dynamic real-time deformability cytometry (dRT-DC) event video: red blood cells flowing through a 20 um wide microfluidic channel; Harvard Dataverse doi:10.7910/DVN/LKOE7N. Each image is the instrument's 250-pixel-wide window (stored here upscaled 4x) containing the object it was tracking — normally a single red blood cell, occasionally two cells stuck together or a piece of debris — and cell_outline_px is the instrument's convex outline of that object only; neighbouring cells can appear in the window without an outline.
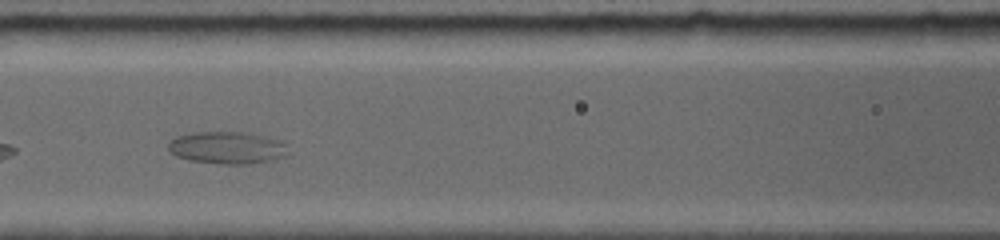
{"species": "common noctule bat (a hibernating species)", "species_latin": "Nyctalus noctula", "temperature_condition": "room temperature", "stored_images_in_passage": 15, "camera_frame_rate_fps": 5000, "um_per_image_px": 0.085, "animal": {"sex": "female", "body_mass_g": 19.0, "forearm_length_mm": 56.7}, "frame": {"image": 1, "passage_image": 6, "time_ms": 3.0, "image_size_px": [1000, 240], "cell_outline_px": [[288, 152], [284, 156], [272, 160], [248, 164], [220, 164], [192, 160], [176, 156], [168, 152], [168, 140], [176, 136], [196, 132], [252, 132], [280, 140], [284, 144]], "centroid_in_image_um": [19.28, 12.54], "position_along_channel_um": 147.3, "area_um2": 22.72}}
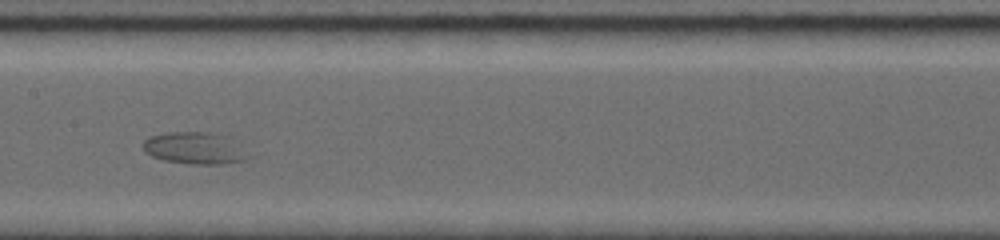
{"frame": {"image": 2, "passage_image": 8, "time_ms": 4.2, "image_size_px": [1000, 240], "cell_outline_px": [[252, 156], [244, 160], [224, 164], [192, 164], [164, 160], [152, 156], [144, 152], [144, 140], [148, 136], [168, 132], [216, 132], [228, 136]], "centroid_in_image_um": [16.57, 12.58], "position_along_channel_um": 190.8, "area_um2": 19.77}}
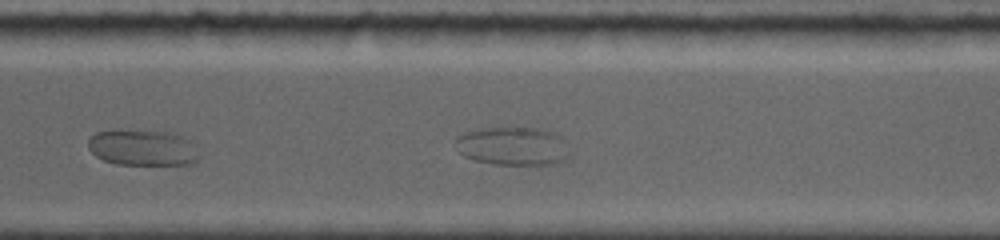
{"frame": {"image": 3, "passage_image": 15, "time_ms": 8.0, "image_size_px": [1000, 240], "cell_outline_px": [[572, 156], [556, 164], [496, 164], [472, 160], [464, 156], [460, 152], [456, 140], [456, 136], [464, 132], [484, 128], [536, 128], [556, 132], [560, 136]], "centroid_in_image_um": [43.62, 12.42], "position_along_channel_um": 327.0, "area_um2": 25.55}}